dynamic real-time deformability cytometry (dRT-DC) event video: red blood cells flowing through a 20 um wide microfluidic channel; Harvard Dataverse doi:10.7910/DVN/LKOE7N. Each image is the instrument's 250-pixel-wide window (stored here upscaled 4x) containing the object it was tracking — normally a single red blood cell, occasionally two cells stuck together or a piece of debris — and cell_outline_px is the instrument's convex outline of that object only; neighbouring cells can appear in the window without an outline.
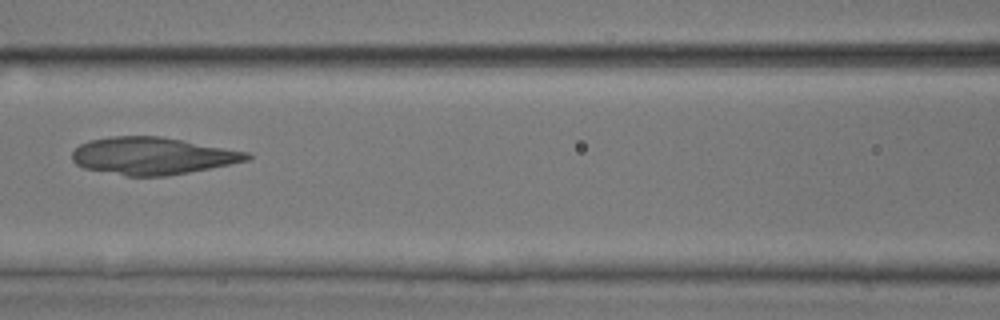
{"species": "common noctule bat (a hibernating species)", "species_latin": "Nyctalus noctula", "temperature_condition": "room temperature", "stored_images_in_passage": 7, "camera_frame_rate_fps": 3000, "um_per_image_px": 0.085, "animal": {"sex": "male", "body_mass_g": 17.9, "forearm_length_mm": 54.2}, "frame": {"image": 1, "passage_image": 7, "time_ms": 7.0, "image_size_px": [1000, 320], "cell_outline_px": [[252, 156], [248, 160], [168, 176], [124, 176], [84, 168], [76, 164], [72, 160], [72, 152], [80, 144], [92, 140], [112, 136], [160, 136], [248, 152]], "centroid_in_image_um": [12.92, 13.25], "position_along_channel_um": 153.7, "area_um2": 37.63}}